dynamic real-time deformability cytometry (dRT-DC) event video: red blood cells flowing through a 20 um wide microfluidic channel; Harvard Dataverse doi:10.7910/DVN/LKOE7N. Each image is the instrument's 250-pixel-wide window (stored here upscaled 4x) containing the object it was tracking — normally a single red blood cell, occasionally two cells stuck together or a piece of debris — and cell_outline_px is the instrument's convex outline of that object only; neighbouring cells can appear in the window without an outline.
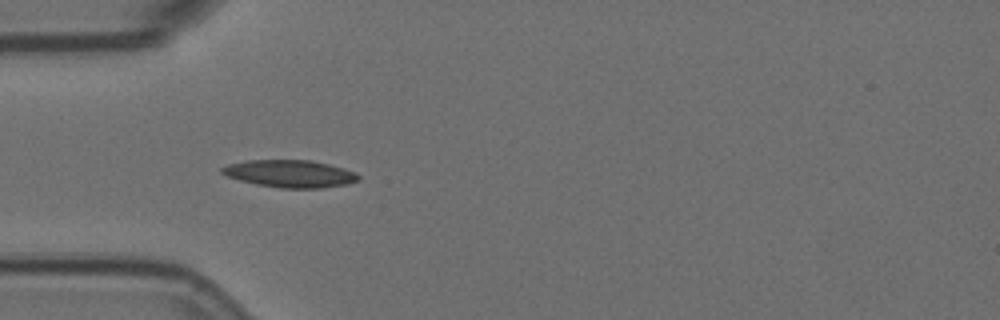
{"species": "Egyptian fruit bat (a non-hibernating species)", "species_latin": "Rousettus aegyptiacus", "temperature_condition": "room temperature", "stored_images_in_passage": 4, "camera_frame_rate_fps": 3000, "um_per_image_px": 0.085, "animal": {"sex": "female"}, "frame": {"image": 1, "passage_image": 1, "time_ms": 0.0, "image_size_px": [1000, 320], "cell_outline_px": [[360, 180], [348, 184], [320, 188], [280, 188], [256, 184], [240, 180], [228, 176], [220, 172], [220, 168], [228, 164], [248, 160], [312, 160], [344, 168], [356, 172], [360, 176]], "centroid_in_image_um": [24.68, 14.76], "position_along_channel_um": 60.3, "area_um2": 21.85}}
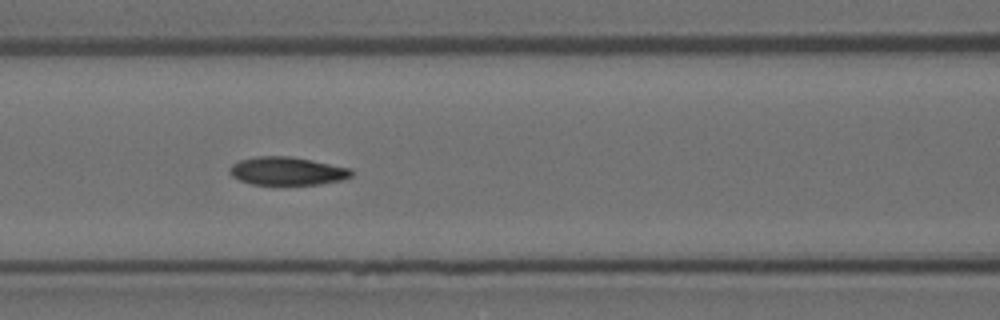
{"frame": {"image": 2, "passage_image": 3, "time_ms": 0.667, "image_size_px": [1000, 320], "cell_outline_px": [[352, 176], [340, 180], [320, 184], [252, 184], [240, 180], [232, 176], [228, 172], [228, 168], [232, 164], [240, 160], [256, 156], [292, 156], [352, 168]], "centroid_in_image_um": [24.39, 14.52], "position_along_channel_um": 142.2, "area_um2": 20.0}}
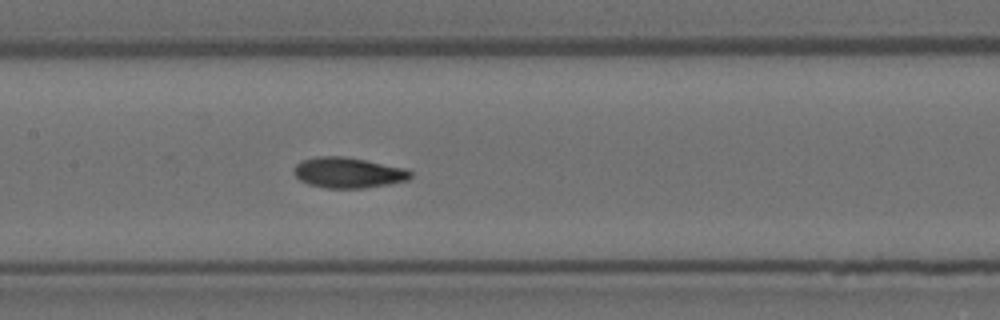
{"frame": {"image": 3, "passage_image": 4, "time_ms": 1.0, "image_size_px": [1000, 320], "cell_outline_px": [[412, 176], [408, 180], [388, 184], [364, 188], [324, 188], [308, 184], [300, 180], [296, 176], [296, 164], [304, 160], [316, 156], [344, 156], [408, 168], [412, 172]], "centroid_in_image_um": [29.65, 14.68], "position_along_channel_um": 177.8, "area_um2": 20.75}}